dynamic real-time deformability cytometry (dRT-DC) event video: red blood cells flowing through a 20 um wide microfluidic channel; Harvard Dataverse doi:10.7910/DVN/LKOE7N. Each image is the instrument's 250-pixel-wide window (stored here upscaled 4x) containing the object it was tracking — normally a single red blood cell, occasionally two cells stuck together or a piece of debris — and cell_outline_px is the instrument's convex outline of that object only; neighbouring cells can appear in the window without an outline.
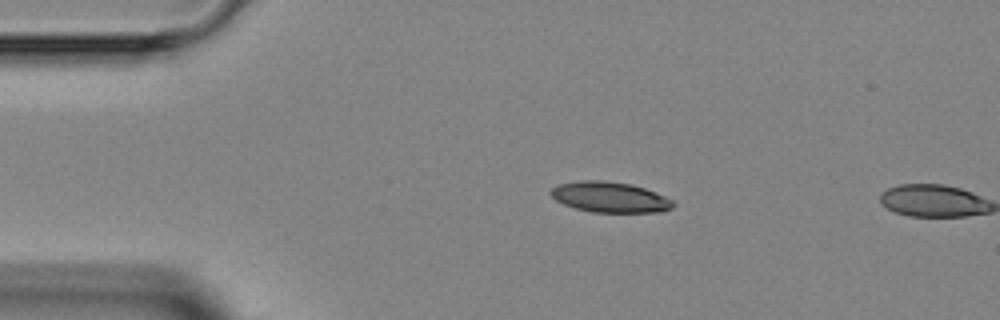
{"species": "Egyptian fruit bat (a non-hibernating species)", "species_latin": "Rousettus aegyptiacus", "temperature_condition": "room temperature", "stored_images_in_passage": 3, "camera_frame_rate_fps": 3000, "um_per_image_px": 0.085, "animal": {"sex": "female"}, "frame": {"image": 1, "passage_image": 2, "time_ms": 2.0, "image_size_px": [1000, 320], "cell_outline_px": [[676, 204], [672, 208], [660, 212], [592, 212], [576, 208], [564, 204], [556, 200], [548, 192], [552, 188], [560, 184], [580, 180], [600, 180], [632, 184], [644, 188], [664, 196], [672, 200]], "centroid_in_image_um": [51.84, 16.76], "position_along_channel_um": 33.2, "area_um2": 21.68}}